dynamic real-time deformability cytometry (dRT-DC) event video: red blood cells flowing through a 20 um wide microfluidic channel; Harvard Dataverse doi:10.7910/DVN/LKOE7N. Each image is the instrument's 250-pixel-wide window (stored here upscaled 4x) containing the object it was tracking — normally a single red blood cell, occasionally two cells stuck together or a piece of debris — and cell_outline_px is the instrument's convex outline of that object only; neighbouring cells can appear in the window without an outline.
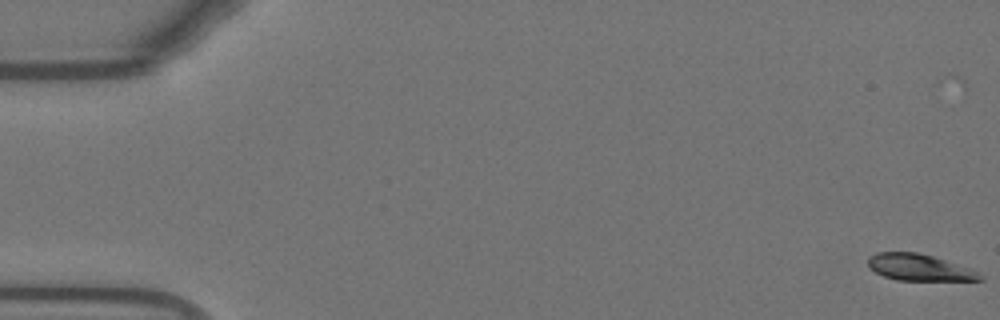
{"species": "Egyptian fruit bat (a non-hibernating species)", "species_latin": "Rousettus aegyptiacus", "temperature_condition": "warm", "stored_images_in_passage": 56, "camera_frame_rate_fps": 3000, "um_per_image_px": 0.085, "animal": {"sex": "female"}, "frame": {"image": 1, "passage_image": 1, "time_ms": 0.0, "image_size_px": [1000, 320], "cell_outline_px": [[984, 280], [896, 280], [884, 276], [876, 272], [868, 264], [868, 256], [876, 252], [916, 252], [932, 256], [980, 272], [984, 276]], "centroid_in_image_um": [78.13, 22.73], "position_along_channel_um": 6.9, "area_um2": 17.11}}
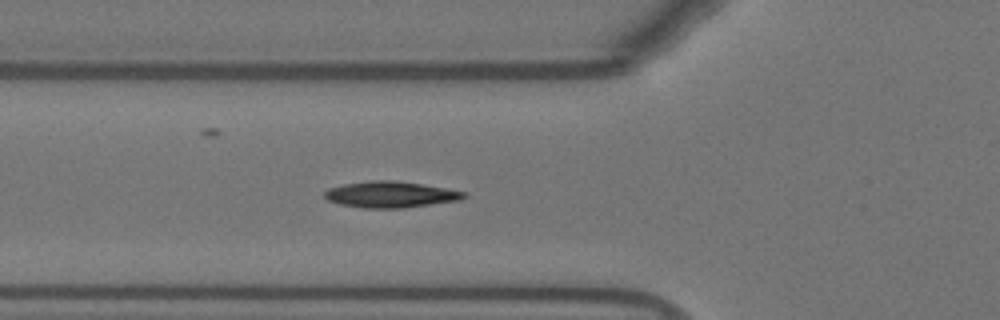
{"frame": {"image": 2, "passage_image": 20, "time_ms": 6.333, "image_size_px": [1000, 320], "cell_outline_px": [[468, 196], [460, 200], [404, 208], [364, 208], [340, 204], [328, 200], [324, 196], [324, 192], [328, 188], [344, 184], [372, 180], [396, 180], [424, 184], [468, 192]], "centroid_in_image_um": [33.23, 16.52], "position_along_channel_um": 92.6, "area_um2": 21.44}}
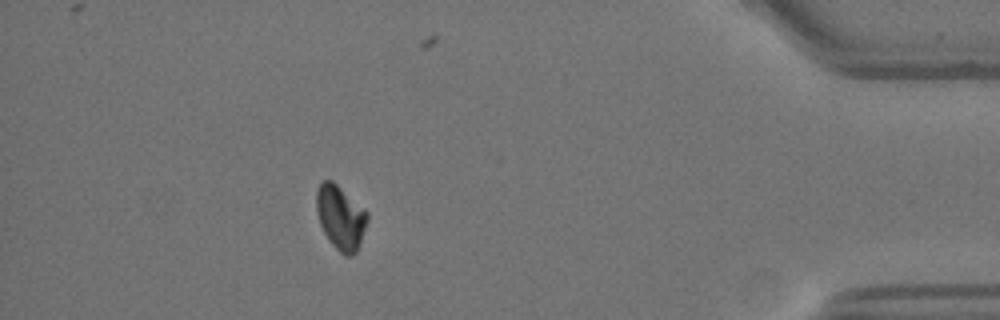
{"frame": {"image": 3, "passage_image": 49, "time_ms": 16.0, "image_size_px": [1000, 320], "cell_outline_px": [[368, 220], [356, 252], [352, 256], [344, 256], [328, 240], [320, 224], [316, 208], [316, 192], [320, 184], [324, 180], [332, 180], [364, 208], [368, 212]], "centroid_in_image_um": [28.95, 18.48], "position_along_channel_um": 406.3, "area_um2": 18.9}}